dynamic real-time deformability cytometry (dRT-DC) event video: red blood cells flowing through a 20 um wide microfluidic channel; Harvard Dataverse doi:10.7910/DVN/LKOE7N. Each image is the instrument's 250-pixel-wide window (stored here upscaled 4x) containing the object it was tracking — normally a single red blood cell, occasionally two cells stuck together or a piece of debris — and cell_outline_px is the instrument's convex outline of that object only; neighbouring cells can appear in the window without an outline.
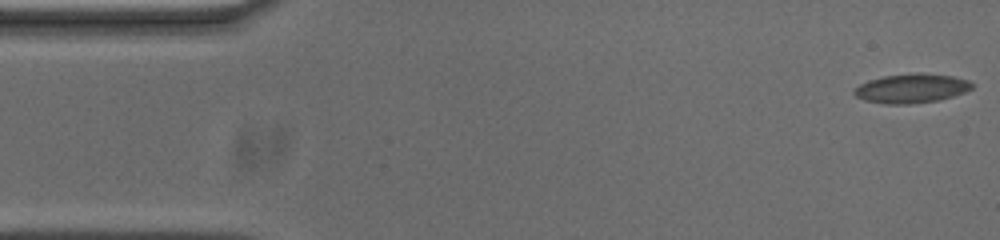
{"species": "common noctule bat (a hibernating species)", "species_latin": "Nyctalus noctula", "temperature_condition": "cold", "stored_images_in_passage": 57, "camera_frame_rate_fps": 3000, "um_per_image_px": 0.085, "animal": {"sex": "male", "body_mass_g": 20.0, "forearm_length_mm": 53.3}, "frame": {"image": 1, "passage_image": 1, "time_ms": 0.0, "image_size_px": [1000, 240], "cell_outline_px": [[972, 88], [964, 92], [952, 96], [936, 100], [904, 104], [888, 104], [864, 100], [856, 96], [852, 92], [860, 84], [868, 80], [884, 76], [952, 76], [968, 80], [972, 84]], "centroid_in_image_um": [77.42, 7.56], "position_along_channel_um": 7.6, "area_um2": 18.79}}
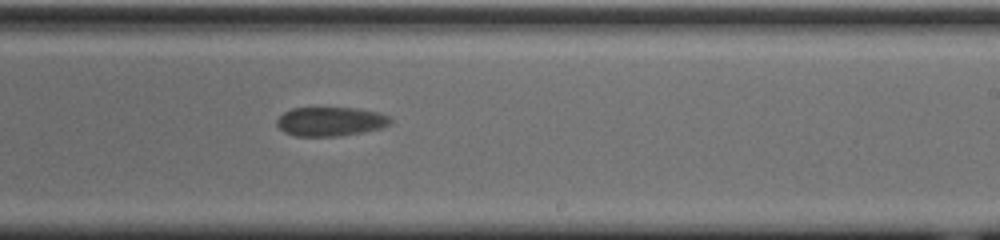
{"frame": {"image": 2, "passage_image": 33, "time_ms": 10.667, "image_size_px": [1000, 240], "cell_outline_px": [[392, 120], [388, 124], [380, 128], [340, 136], [296, 136], [284, 132], [276, 124], [276, 120], [284, 112], [292, 108], [356, 108], [376, 112], [388, 116]], "centroid_in_image_um": [28.04, 10.33], "position_along_channel_um": 261.0, "area_um2": 19.02}}
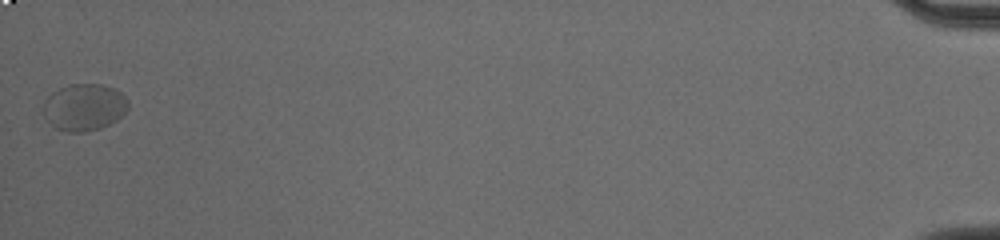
{"frame": {"image": 3, "passage_image": 57, "time_ms": 18.667, "image_size_px": [1000, 240], "cell_outline_px": [[128, 108], [116, 120], [100, 128], [84, 132], [68, 132], [56, 128], [44, 116], [44, 100], [52, 92], [68, 84], [100, 84], [116, 88], [128, 100]], "centroid_in_image_um": [7.16, 9.1], "position_along_channel_um": 428.0, "area_um2": 23.12}, "authors_computed_cell_mechanics": {"area_um2": 19.5364, "velocity_mm_per_s": 3.477, "shape_relaxation_time_tau1_ms": 2.9374, "shape_relaxation_time_tau2_ms": 1.4803, "deformation_change_tau1": 0.0671, "deformation_change_tau2": 0.0364}}